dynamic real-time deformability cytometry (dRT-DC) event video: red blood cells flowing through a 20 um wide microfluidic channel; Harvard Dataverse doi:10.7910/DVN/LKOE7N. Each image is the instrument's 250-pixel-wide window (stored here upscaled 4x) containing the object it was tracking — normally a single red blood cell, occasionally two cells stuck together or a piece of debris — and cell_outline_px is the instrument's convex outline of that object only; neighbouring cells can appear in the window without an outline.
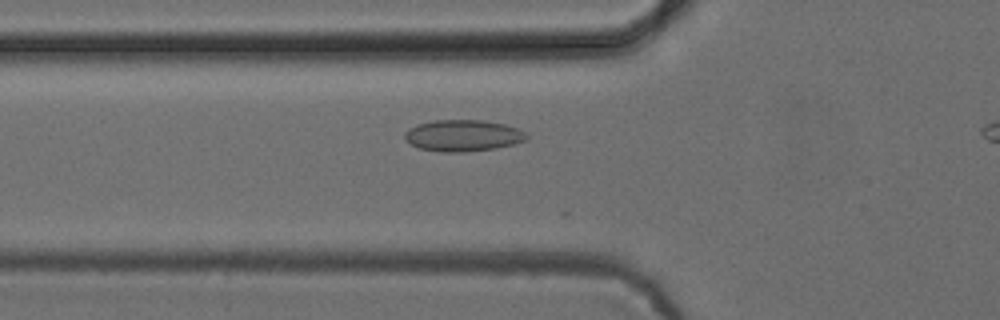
{"species": "common noctule bat (a hibernating species)", "species_latin": "Nyctalus noctula", "temperature_condition": "cold", "stored_images_in_passage": 8, "camera_frame_rate_fps": 3000, "um_per_image_px": 0.085, "animal": {"sex": "female", "body_mass_g": 24.6, "forearm_length_mm": 56.2}, "frame": {"image": 1, "passage_image": 3, "time_ms": 0.667, "image_size_px": [1000, 320], "cell_outline_px": [[528, 140], [496, 148], [464, 152], [440, 152], [420, 148], [404, 140], [404, 132], [408, 128], [416, 124], [432, 120], [484, 120], [504, 124], [516, 128], [524, 132], [528, 136]], "centroid_in_image_um": [39.32, 11.52], "position_along_channel_um": 86.5, "area_um2": 22.48}}
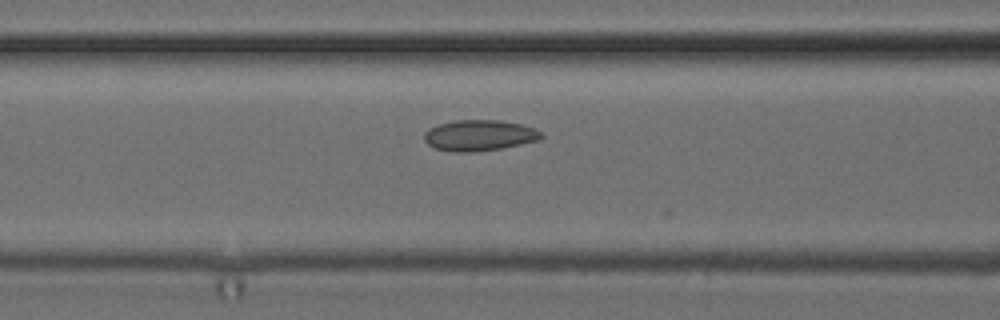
{"frame": {"image": 2, "passage_image": 6, "time_ms": 1.667, "image_size_px": [1000, 320], "cell_outline_px": [[544, 136], [540, 140], [500, 148], [476, 152], [452, 152], [436, 148], [428, 144], [424, 140], [424, 132], [428, 128], [440, 124], [456, 120], [500, 120], [524, 124], [536, 128]], "centroid_in_image_um": [40.76, 11.5], "position_along_channel_um": 125.8, "area_um2": 21.21}}